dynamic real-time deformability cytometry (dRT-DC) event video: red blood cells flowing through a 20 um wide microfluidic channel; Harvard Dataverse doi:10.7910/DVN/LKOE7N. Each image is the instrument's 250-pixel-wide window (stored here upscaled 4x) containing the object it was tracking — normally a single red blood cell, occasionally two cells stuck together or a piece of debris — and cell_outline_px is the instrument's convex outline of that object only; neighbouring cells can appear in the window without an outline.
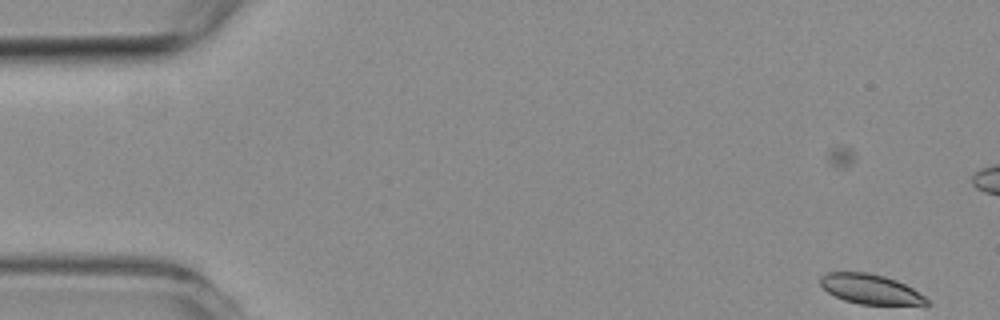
{"species": "common noctule bat (a hibernating species)", "species_latin": "Nyctalus noctula", "temperature_condition": "room temperature", "stored_images_in_passage": 5, "camera_frame_rate_fps": 3000, "um_per_image_px": 0.085, "animal": {"sex": "female", "body_mass_g": 19.3, "forearm_length_mm": 54.1}, "frame": {"image": 1, "passage_image": 1, "time_ms": 0.0, "image_size_px": [1000, 320], "cell_outline_px": [[928, 304], [860, 304], [844, 300], [828, 292], [820, 284], [820, 276], [828, 272], [868, 272], [884, 276], [896, 280], [912, 288], [924, 296], [928, 300]], "centroid_in_image_um": [73.94, 24.56], "position_along_channel_um": 11.1, "area_um2": 18.15}}